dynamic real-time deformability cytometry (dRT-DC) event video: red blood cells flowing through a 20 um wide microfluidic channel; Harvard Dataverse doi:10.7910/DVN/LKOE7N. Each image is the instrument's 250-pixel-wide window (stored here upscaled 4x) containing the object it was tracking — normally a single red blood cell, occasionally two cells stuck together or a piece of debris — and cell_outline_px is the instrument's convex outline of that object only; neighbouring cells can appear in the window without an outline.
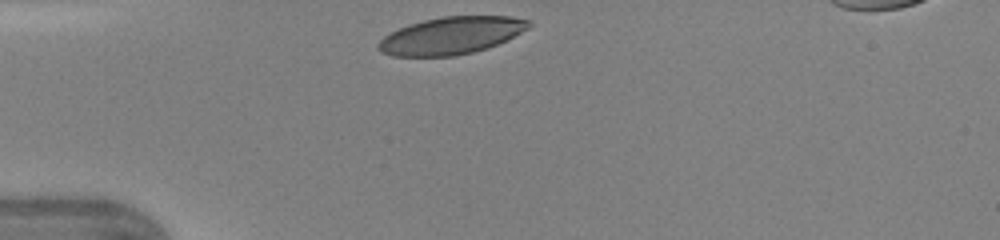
{"species": "human", "species_latin": "Homo sapiens", "temperature_condition": "warm", "stored_images_in_passage": 28, "camera_frame_rate_fps": 3000, "um_per_image_px": 0.085, "donor": {"sex": "female"}, "frame": {"image": 1, "passage_image": 1, "time_ms": 0.0, "image_size_px": [1000, 240], "cell_outline_px": [[532, 24], [528, 28], [488, 48], [456, 56], [392, 56], [380, 52], [376, 48], [376, 44], [384, 36], [400, 28], [424, 20], [440, 16], [512, 16], [532, 20]], "centroid_in_image_um": [38.34, 3.02], "position_along_channel_um": 46.7, "area_um2": 32.6}}
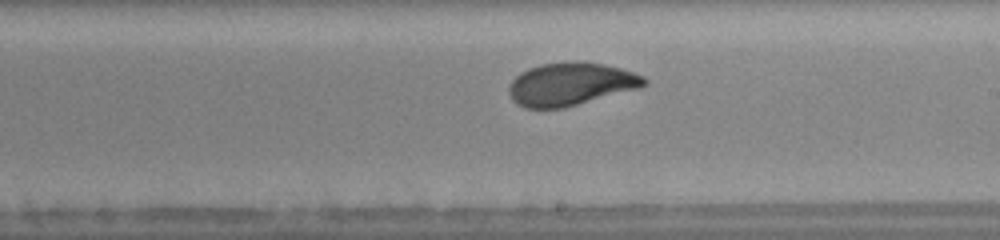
{"frame": {"image": 2, "passage_image": 16, "time_ms": 5.0, "image_size_px": [1000, 240], "cell_outline_px": [[648, 84], [640, 88], [564, 108], [524, 108], [516, 104], [512, 100], [508, 92], [508, 88], [512, 80], [520, 72], [528, 68], [540, 64], [576, 60], [584, 60], [604, 64], [620, 68], [644, 76], [648, 80]], "centroid_in_image_um": [48.51, 7.14], "position_along_channel_um": 240.5, "area_um2": 34.33}}
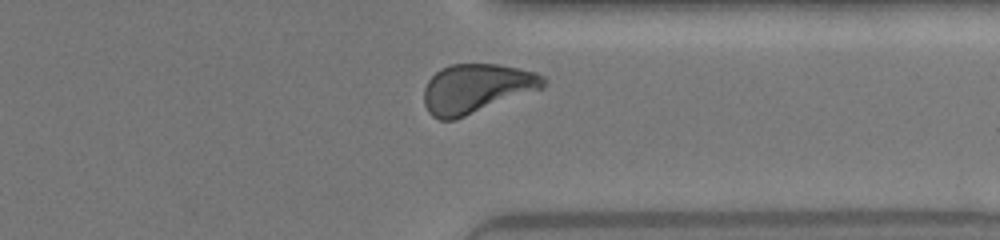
{"frame": {"image": 3, "passage_image": 25, "time_ms": 8.0, "image_size_px": [1000, 240], "cell_outline_px": [[548, 80], [544, 88], [456, 120], [440, 120], [432, 116], [428, 112], [424, 104], [424, 88], [428, 80], [440, 68], [452, 64], [500, 64], [536, 72], [544, 76]], "centroid_in_image_um": [40.51, 7.53], "position_along_channel_um": 370.9, "area_um2": 34.68}, "authors_computed_cell_mechanics": {"area_um2": 33.6396, "velocity_mm_per_s": 4.3483, "shape_relaxation_time_tau1_ms": 3.1899, "shape_relaxation_time_tau2_ms": 0.708, "deformation_change_tau1": 0.1512, "deformation_change_tau2": 0.0552}}